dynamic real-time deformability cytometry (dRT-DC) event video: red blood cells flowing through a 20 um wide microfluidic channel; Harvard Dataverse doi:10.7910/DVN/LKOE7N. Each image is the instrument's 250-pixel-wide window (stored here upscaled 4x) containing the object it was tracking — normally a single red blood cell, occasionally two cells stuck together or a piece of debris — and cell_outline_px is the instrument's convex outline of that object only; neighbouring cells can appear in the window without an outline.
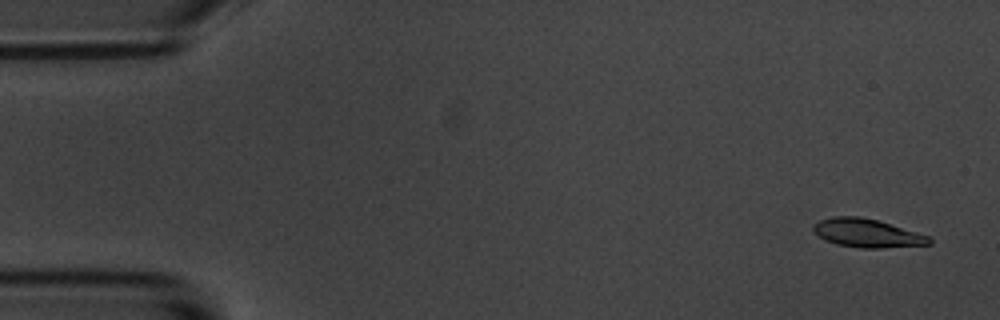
{"species": "common noctule bat (a hibernating species)", "species_latin": "Nyctalus noctula", "temperature_condition": "room temperature", "stored_images_in_passage": 6, "camera_frame_rate_fps": 3000, "um_per_image_px": 0.085, "animal": {"sex": "male", "body_mass_g": 20.1, "forearm_length_mm": 53.5}, "frame": {"image": 1, "passage_image": 1, "time_ms": 0.0, "image_size_px": [1000, 320], "cell_outline_px": [[932, 244], [884, 248], [860, 248], [836, 244], [824, 240], [812, 232], [812, 228], [820, 220], [832, 216], [860, 216], [876, 220], [928, 236], [932, 240]], "centroid_in_image_um": [73.65, 19.82], "position_along_channel_um": 11.3, "area_um2": 19.13}}